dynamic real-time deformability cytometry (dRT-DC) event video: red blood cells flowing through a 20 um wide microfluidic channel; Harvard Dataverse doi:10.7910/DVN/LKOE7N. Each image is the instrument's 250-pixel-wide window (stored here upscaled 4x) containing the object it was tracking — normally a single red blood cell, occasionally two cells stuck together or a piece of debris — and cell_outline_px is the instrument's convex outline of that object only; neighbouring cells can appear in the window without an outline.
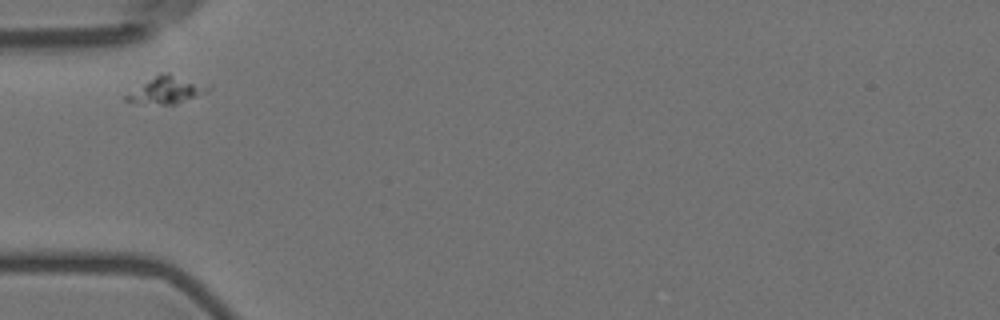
{"species": "Egyptian fruit bat (a non-hibernating species)", "species_latin": "Rousettus aegyptiacus", "temperature_condition": "room temperature", "stored_images_in_passage": 5, "camera_frame_rate_fps": 3000, "um_per_image_px": 0.085, "animal": {"sex": "female"}, "frame": {"image": 1, "passage_image": 1, "time_ms": 0.0, "image_size_px": [1000, 320], "cell_outline_px": [[212, 88], [208, 92], [176, 104], [160, 104], [124, 100], [124, 96], [160, 72], [168, 72], [212, 84]], "centroid_in_image_um": [14.3, 7.61], "position_along_channel_um": 70.7, "area_um2": 13.01}}
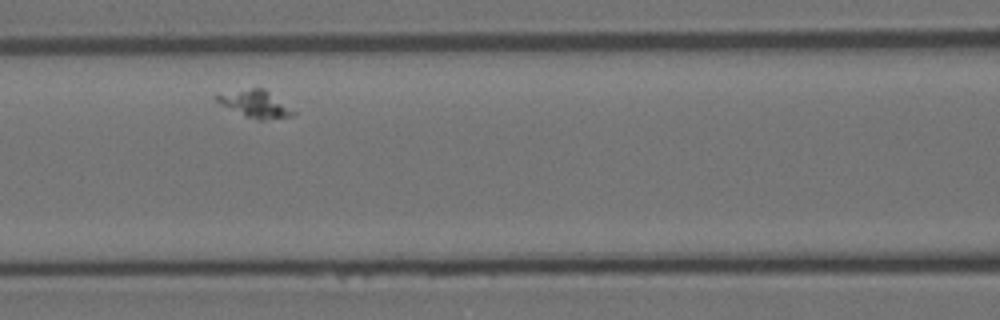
{"frame": {"image": 2, "passage_image": 3, "time_ms": 2.333, "image_size_px": [1000, 320], "cell_outline_px": [[296, 116], [264, 120], [256, 120], [244, 116], [220, 104], [212, 96], [252, 88], [264, 88], [296, 112]], "centroid_in_image_um": [21.73, 8.86], "position_along_channel_um": 144.9, "area_um2": 11.96}}
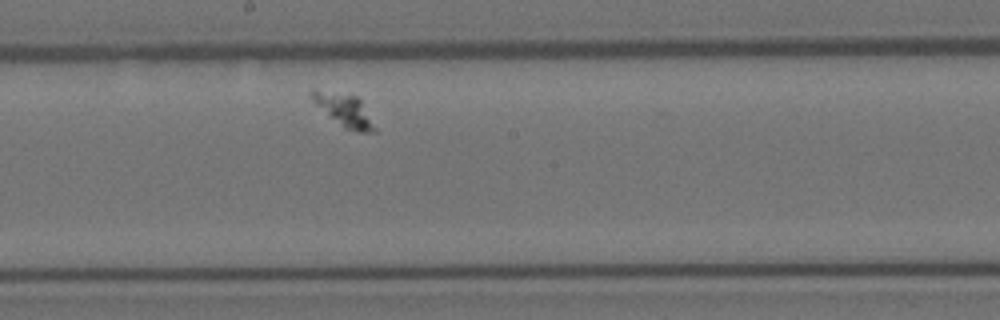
{"frame": {"image": 3, "passage_image": 5, "time_ms": 4.667, "image_size_px": [1000, 320], "cell_outline_px": [[376, 132], [360, 132], [344, 128], [328, 116], [308, 92], [312, 88], [316, 88], [360, 96], [376, 128]], "centroid_in_image_um": [29.29, 9.32], "position_along_channel_um": 218.9, "area_um2": 12.08}}